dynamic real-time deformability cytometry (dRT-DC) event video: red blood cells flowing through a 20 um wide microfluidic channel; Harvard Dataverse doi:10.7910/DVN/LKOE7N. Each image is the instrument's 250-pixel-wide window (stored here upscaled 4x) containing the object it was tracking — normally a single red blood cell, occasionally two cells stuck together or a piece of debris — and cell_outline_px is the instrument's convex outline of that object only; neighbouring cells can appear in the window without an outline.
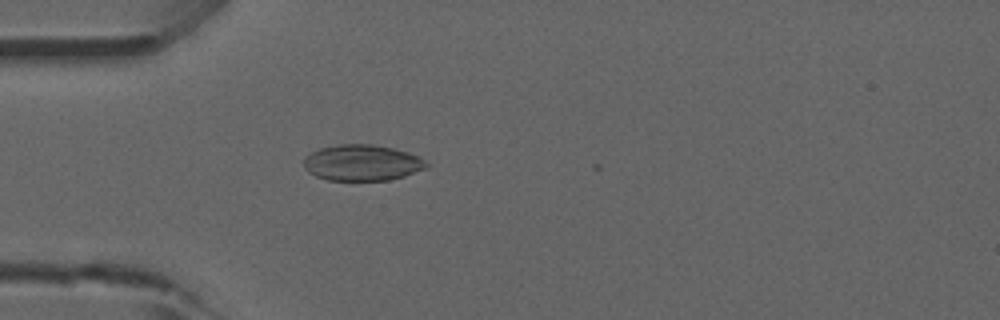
{"species": "common noctule bat (a hibernating species)", "species_latin": "Nyctalus noctula", "temperature_condition": "room temperature", "stored_images_in_passage": 18, "camera_frame_rate_fps": 3000, "um_per_image_px": 0.085, "animal": {"sex": "male", "forearm_length_mm": 52.5}, "frame": {"image": 1, "passage_image": 15, "time_ms": 4.667, "image_size_px": [1000, 320], "cell_outline_px": [[428, 168], [404, 176], [388, 180], [328, 180], [316, 176], [308, 172], [304, 164], [304, 156], [320, 148], [340, 144], [372, 144], [392, 148], [408, 152], [424, 160], [428, 164]], "centroid_in_image_um": [30.78, 13.83], "position_along_channel_um": 54.2, "area_um2": 25.66}}